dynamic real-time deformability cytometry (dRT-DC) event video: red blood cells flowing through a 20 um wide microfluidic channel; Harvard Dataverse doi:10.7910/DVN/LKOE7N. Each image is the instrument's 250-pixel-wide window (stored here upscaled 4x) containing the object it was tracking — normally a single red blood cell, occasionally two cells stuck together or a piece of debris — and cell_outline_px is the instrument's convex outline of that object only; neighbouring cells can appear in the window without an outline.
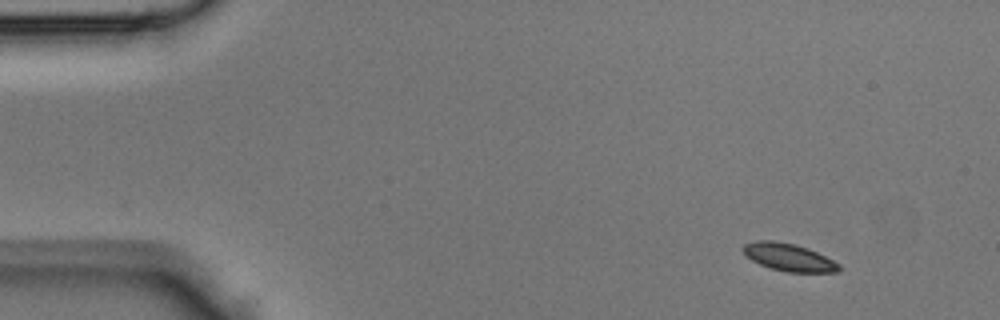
{"species": "Egyptian fruit bat (a non-hibernating species)", "species_latin": "Rousettus aegyptiacus", "temperature_condition": "room temperature", "stored_images_in_passage": 42, "camera_frame_rate_fps": 3000, "um_per_image_px": 0.085, "animal": {"sex": "male"}, "frame": {"image": 1, "passage_image": 2, "time_ms": 0.333, "image_size_px": [1000, 320], "cell_outline_px": [[840, 272], [788, 272], [768, 268], [752, 260], [740, 248], [744, 244], [756, 240], [772, 240], [796, 244], [808, 248], [840, 264]], "centroid_in_image_um": [67.02, 21.86], "position_along_channel_um": 18.0, "area_um2": 15.43}}
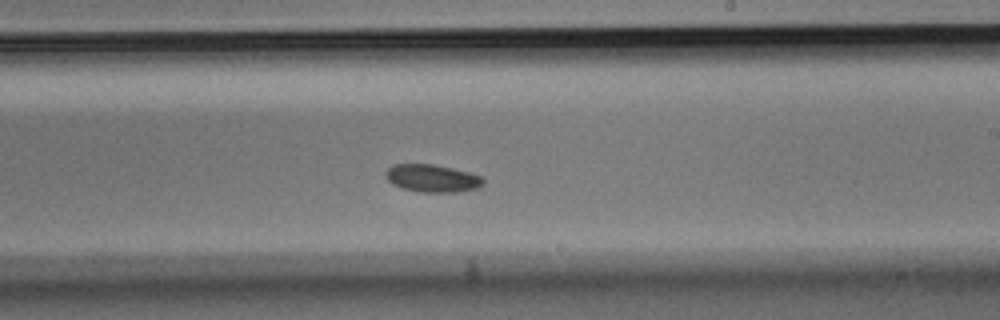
{"frame": {"image": 2, "passage_image": 24, "time_ms": 7.667, "image_size_px": [1000, 320], "cell_outline_px": [[484, 184], [480, 188], [456, 192], [416, 192], [392, 184], [384, 176], [384, 172], [392, 164], [432, 164], [452, 168], [468, 172], [480, 176], [484, 180]], "centroid_in_image_um": [36.72, 15.16], "position_along_channel_um": 252.3, "area_um2": 15.84}}
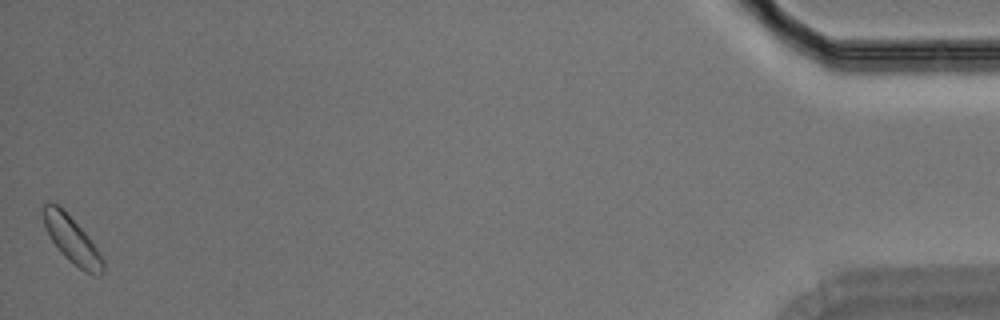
{"frame": {"image": 3, "passage_image": 42, "time_ms": 13.667, "image_size_px": [1000, 320], "cell_outline_px": [[104, 272], [100, 276], [96, 276], [84, 272], [68, 260], [60, 252], [52, 240], [44, 224], [44, 204], [48, 200], [60, 204], [64, 208], [88, 236], [100, 252], [104, 260]], "centroid_in_image_um": [6.15, 20.39], "position_along_channel_um": 429.1, "area_um2": 16.47}}